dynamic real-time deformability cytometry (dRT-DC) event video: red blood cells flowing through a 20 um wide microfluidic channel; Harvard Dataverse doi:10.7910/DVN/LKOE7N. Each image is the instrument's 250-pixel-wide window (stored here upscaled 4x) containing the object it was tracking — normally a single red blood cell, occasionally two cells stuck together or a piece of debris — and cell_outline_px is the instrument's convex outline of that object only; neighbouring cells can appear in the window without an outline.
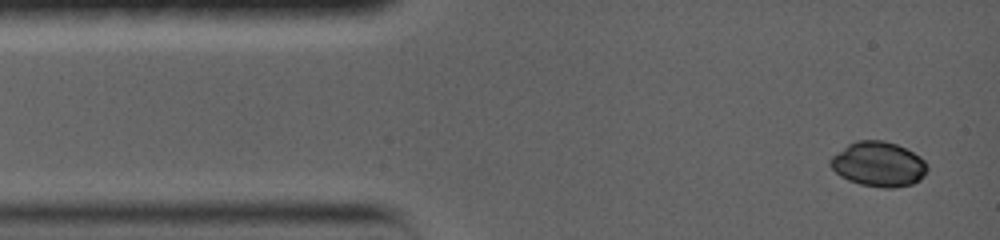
{"species": "common noctule bat (a hibernating species)", "species_latin": "Nyctalus noctula", "temperature_condition": "warm", "stored_images_in_passage": 32, "camera_frame_rate_fps": 5000, "um_per_image_px": 0.085, "animal": {"sex": "female", "body_mass_g": 19.0, "forearm_length_mm": 56.7}, "frame": {"image": 1, "passage_image": 1, "time_ms": 0.0, "image_size_px": [1000, 240], "cell_outline_px": [[928, 168], [924, 176], [920, 180], [912, 184], [892, 188], [884, 188], [860, 184], [848, 180], [840, 176], [828, 164], [828, 160], [832, 156], [848, 144], [856, 140], [884, 140], [896, 144], [920, 156], [928, 164]], "centroid_in_image_um": [74.67, 13.95], "position_along_channel_um": 10.3, "area_um2": 25.43}}
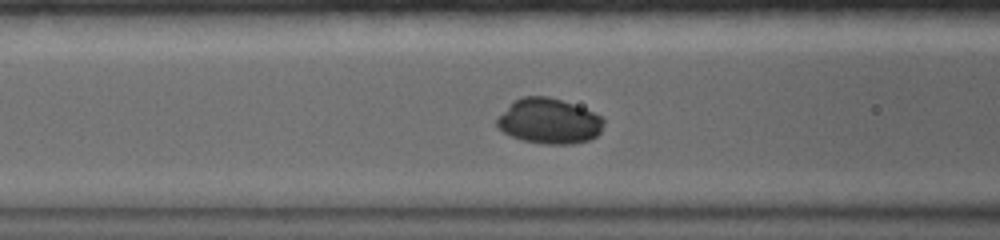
{"frame": {"image": 2, "passage_image": 13, "time_ms": 4.8, "image_size_px": [1000, 240], "cell_outline_px": [[604, 124], [600, 132], [596, 136], [588, 140], [572, 144], [544, 144], [520, 140], [496, 128], [496, 120], [516, 100], [524, 96], [548, 96], [584, 108], [600, 116], [604, 120]], "centroid_in_image_um": [46.67, 10.32], "position_along_channel_um": 119.9, "area_um2": 27.86}}
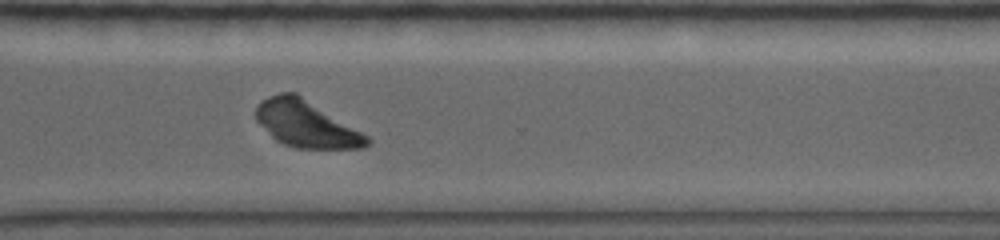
{"frame": {"image": 3, "passage_image": 28, "time_ms": 11.0, "image_size_px": [1000, 240], "cell_outline_px": [[372, 140], [364, 148], [296, 148], [284, 144], [276, 140], [256, 120], [256, 108], [268, 96], [280, 92], [296, 92], [368, 136]], "centroid_in_image_um": [26.03, 10.53], "position_along_channel_um": 344.6, "area_um2": 29.77}, "authors_computed_cell_mechanics": {"area_um2": 29.1312, "velocity_mm_per_s": 3.6279, "shape_relaxation_time_tau1_ms": 1.8038, "shape_relaxation_time_tau2_ms": 2.6093, "deformation_change_tau1": 0.0871, "deformation_change_tau2": 0.0653}}